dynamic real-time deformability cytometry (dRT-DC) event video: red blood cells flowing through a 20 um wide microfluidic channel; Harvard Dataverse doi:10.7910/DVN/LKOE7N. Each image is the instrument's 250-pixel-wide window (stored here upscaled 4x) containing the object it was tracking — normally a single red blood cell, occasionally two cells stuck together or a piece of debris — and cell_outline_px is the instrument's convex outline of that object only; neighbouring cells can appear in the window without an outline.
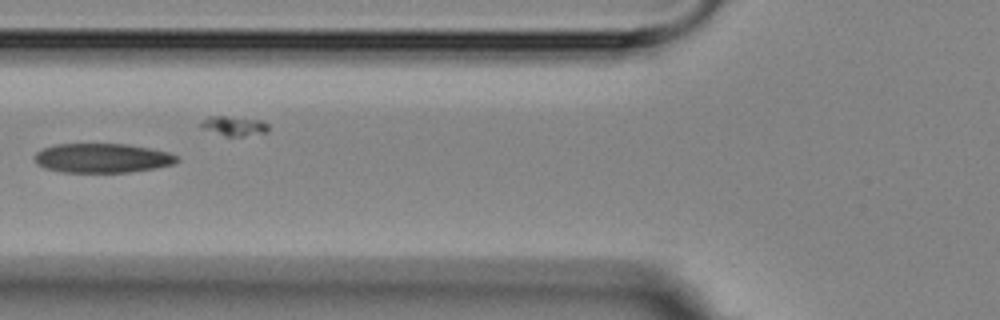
{"species": "Egyptian fruit bat (a non-hibernating species)", "species_latin": "Rousettus aegyptiacus", "temperature_condition": "room temperature", "stored_images_in_passage": 5, "camera_frame_rate_fps": 3000, "um_per_image_px": 0.085, "animal": {"sex": "female"}, "frame": {"image": 1, "passage_image": 2, "time_ms": 1.0, "image_size_px": [1000, 320], "cell_outline_px": [[180, 160], [172, 164], [152, 168], [128, 172], [60, 172], [44, 168], [36, 164], [36, 152], [44, 148], [56, 144], [128, 144], [168, 152], [176, 156]], "centroid_in_image_um": [8.66, 13.43], "position_along_channel_um": 117.1, "area_um2": 24.1}}